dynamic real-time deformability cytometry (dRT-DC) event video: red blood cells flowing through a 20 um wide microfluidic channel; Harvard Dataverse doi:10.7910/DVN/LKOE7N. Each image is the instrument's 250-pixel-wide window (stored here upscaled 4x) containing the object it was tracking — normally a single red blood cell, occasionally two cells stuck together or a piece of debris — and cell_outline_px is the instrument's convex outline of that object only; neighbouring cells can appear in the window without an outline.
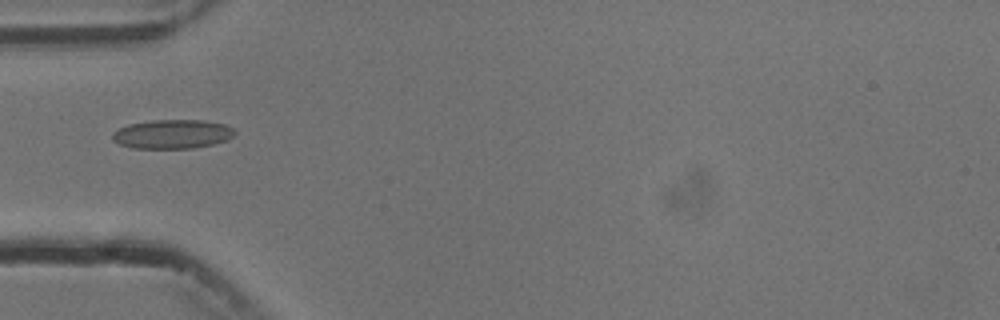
{"species": "common noctule bat (a hibernating species)", "species_latin": "Nyctalus noctula", "temperature_condition": "cold", "stored_images_in_passage": 7, "camera_frame_rate_fps": 3000, "um_per_image_px": 0.085, "animal": {"sex": "male", "body_mass_g": 13.3}, "frame": {"image": 1, "passage_image": 3, "time_ms": 2.333, "image_size_px": [1000, 320], "cell_outline_px": [[236, 132], [228, 140], [212, 144], [192, 148], [132, 148], [120, 144], [112, 140], [112, 132], [128, 124], [152, 120], [204, 120], [224, 124], [232, 128]], "centroid_in_image_um": [14.64, 11.39], "position_along_channel_um": 70.4, "area_um2": 20.69}}
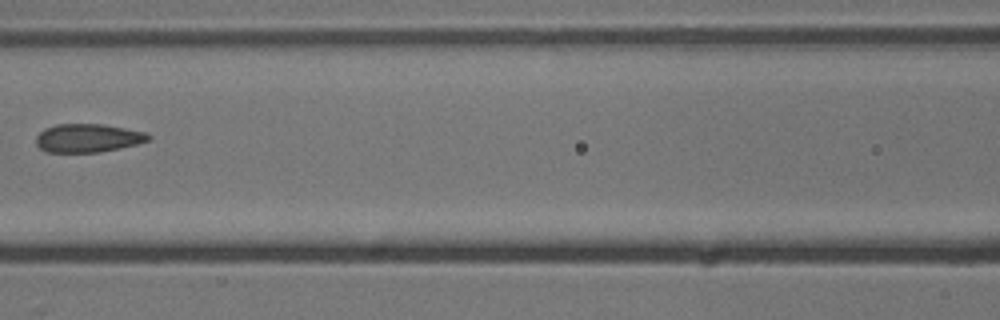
{"frame": {"image": 2, "passage_image": 5, "time_ms": 4.667, "image_size_px": [1000, 320], "cell_outline_px": [[152, 136], [148, 140], [136, 144], [120, 148], [100, 152], [48, 152], [40, 148], [36, 144], [36, 136], [44, 128], [56, 124], [104, 124], [144, 132]], "centroid_in_image_um": [7.44, 11.73], "position_along_channel_um": 159.2, "area_um2": 18.55}}
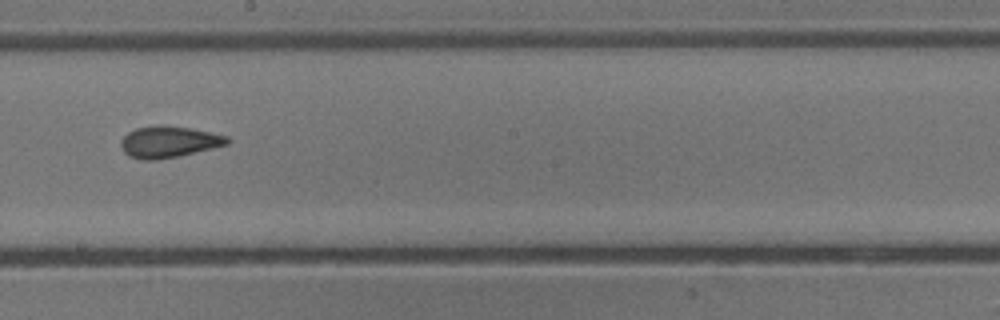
{"frame": {"image": 3, "passage_image": 7, "time_ms": 6.667, "image_size_px": [1000, 320], "cell_outline_px": [[232, 140], [228, 144], [180, 156], [156, 160], [140, 160], [128, 156], [120, 148], [120, 140], [128, 132], [136, 128], [156, 124], [160, 124], [192, 128], [228, 136]], "centroid_in_image_um": [14.33, 12.05], "position_along_channel_um": 233.9, "area_um2": 19.88}}